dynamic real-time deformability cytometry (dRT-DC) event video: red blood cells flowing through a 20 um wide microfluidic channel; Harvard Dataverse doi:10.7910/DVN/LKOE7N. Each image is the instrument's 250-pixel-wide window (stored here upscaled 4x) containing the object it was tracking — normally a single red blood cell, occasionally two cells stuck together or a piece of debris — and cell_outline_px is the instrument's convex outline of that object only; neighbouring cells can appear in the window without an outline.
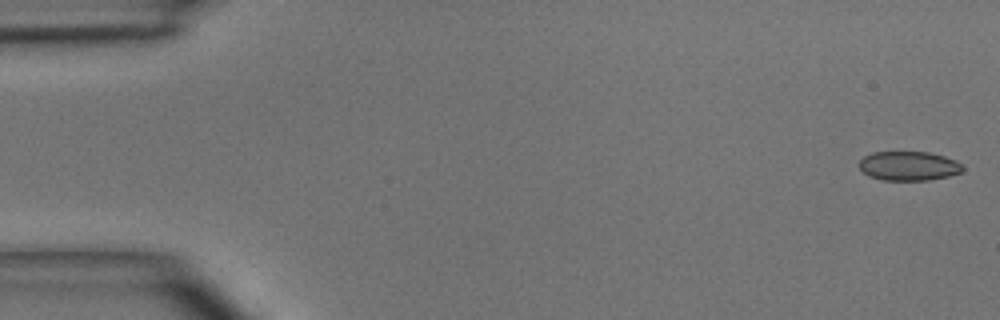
{"species": "common noctule bat (a hibernating species)", "species_latin": "Nyctalus noctula", "temperature_condition": "room temperature", "stored_images_in_passage": 5, "camera_frame_rate_fps": 3000, "um_per_image_px": 0.085, "animal": {"sex": "male", "body_mass_g": 15.6}, "frame": {"image": 1, "passage_image": 1, "time_ms": 0.0, "image_size_px": [1000, 320], "cell_outline_px": [[964, 168], [960, 172], [948, 176], [928, 180], [880, 180], [868, 176], [860, 168], [860, 160], [864, 156], [872, 152], [928, 152], [944, 156], [956, 160]], "centroid_in_image_um": [77.22, 14.1], "position_along_channel_um": 7.8, "area_um2": 17.57}}